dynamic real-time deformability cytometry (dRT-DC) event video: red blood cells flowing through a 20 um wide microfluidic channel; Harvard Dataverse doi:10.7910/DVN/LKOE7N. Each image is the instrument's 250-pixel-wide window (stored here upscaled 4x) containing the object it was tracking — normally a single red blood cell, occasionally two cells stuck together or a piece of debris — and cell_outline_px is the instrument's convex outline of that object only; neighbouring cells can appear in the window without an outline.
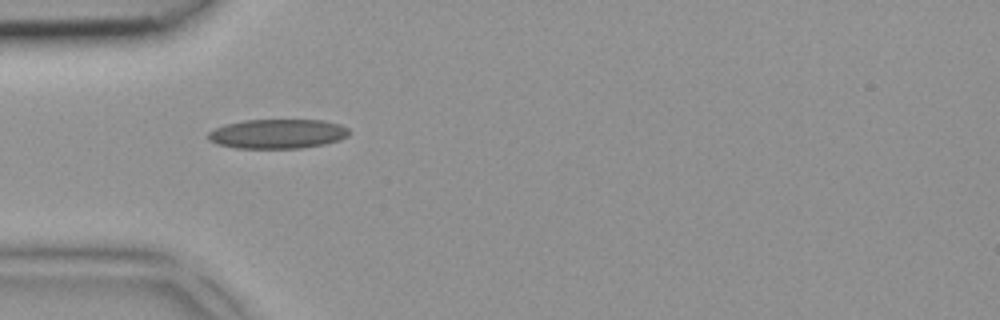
{"species": "common noctule bat (a hibernating species)", "species_latin": "Nyctalus noctula", "temperature_condition": "room temperature", "stored_images_in_passage": 2, "camera_frame_rate_fps": 3000, "um_per_image_px": 0.085, "animal": {"sex": "female", "body_mass_g": 18.4}, "frame": {"image": 1, "passage_image": 1, "time_ms": 0.0, "image_size_px": [1000, 320], "cell_outline_px": [[348, 136], [340, 140], [324, 144], [300, 148], [236, 148], [216, 144], [208, 140], [208, 132], [224, 124], [244, 120], [324, 120], [340, 124], [348, 128]], "centroid_in_image_um": [23.58, 11.37], "position_along_channel_um": 61.4, "area_um2": 24.28}}